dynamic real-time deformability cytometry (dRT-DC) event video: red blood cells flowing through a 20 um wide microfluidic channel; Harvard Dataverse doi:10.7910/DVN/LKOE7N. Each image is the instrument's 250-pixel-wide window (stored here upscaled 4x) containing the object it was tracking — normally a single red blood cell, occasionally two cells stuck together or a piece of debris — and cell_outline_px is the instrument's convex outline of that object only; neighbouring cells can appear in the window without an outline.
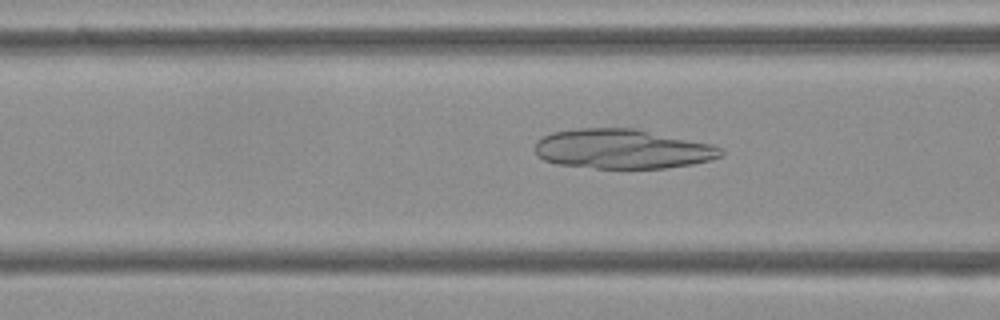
{"species": "Egyptian fruit bat (a non-hibernating species)", "species_latin": "Rousettus aegyptiacus", "temperature_condition": "cold", "stored_images_in_passage": 53, "camera_frame_rate_fps": 3000, "um_per_image_px": 0.085, "frame": {"image": 1, "passage_image": 20, "time_ms": 6.333, "image_size_px": [1000, 320], "cell_outline_px": [[724, 156], [692, 164], [664, 168], [596, 168], [556, 164], [544, 160], [536, 152], [536, 140], [552, 132], [580, 128], [636, 128], [712, 144], [720, 148], [724, 152]], "centroid_in_image_um": [52.92, 12.66], "position_along_channel_um": 113.7, "area_um2": 42.89}}
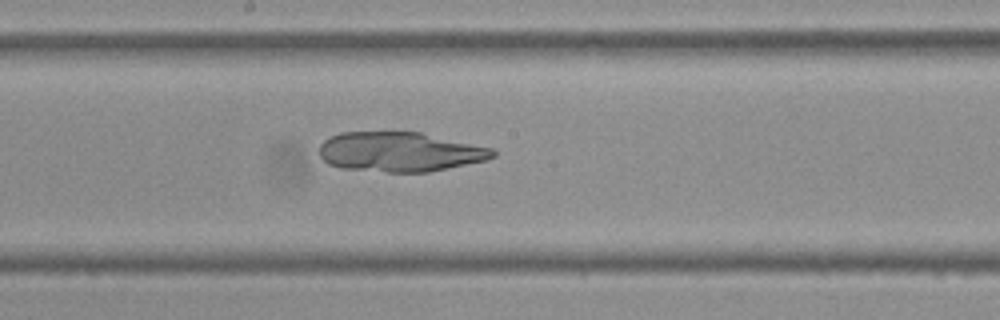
{"frame": {"image": 2, "passage_image": 28, "time_ms": 9.0, "image_size_px": [1000, 320], "cell_outline_px": [[496, 156], [488, 160], [428, 172], [388, 172], [344, 168], [328, 164], [320, 156], [320, 144], [324, 140], [340, 132], [420, 132], [492, 148], [496, 152]], "centroid_in_image_um": [34.01, 12.91], "position_along_channel_um": 214.2, "area_um2": 40.0}}
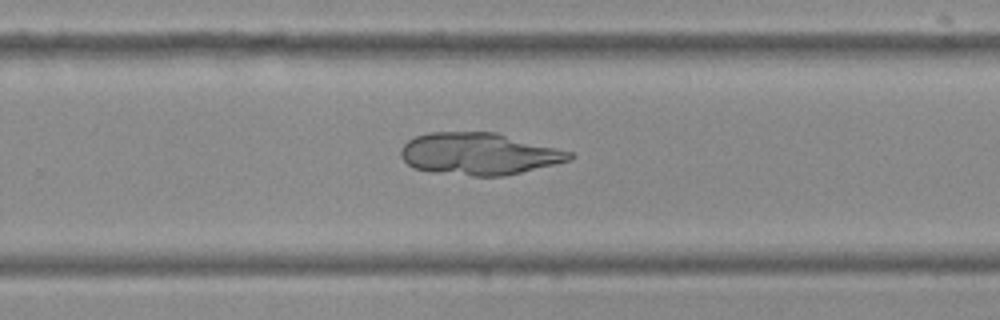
{"frame": {"image": 3, "passage_image": 34, "time_ms": 11.0, "image_size_px": [1000, 320], "cell_outline_px": [[572, 160], [556, 164], [504, 176], [472, 176], [432, 172], [412, 168], [400, 156], [400, 148], [408, 140], [416, 136], [428, 132], [496, 132], [572, 152]], "centroid_in_image_um": [40.68, 13.08], "position_along_channel_um": 289.1, "area_um2": 41.44}}